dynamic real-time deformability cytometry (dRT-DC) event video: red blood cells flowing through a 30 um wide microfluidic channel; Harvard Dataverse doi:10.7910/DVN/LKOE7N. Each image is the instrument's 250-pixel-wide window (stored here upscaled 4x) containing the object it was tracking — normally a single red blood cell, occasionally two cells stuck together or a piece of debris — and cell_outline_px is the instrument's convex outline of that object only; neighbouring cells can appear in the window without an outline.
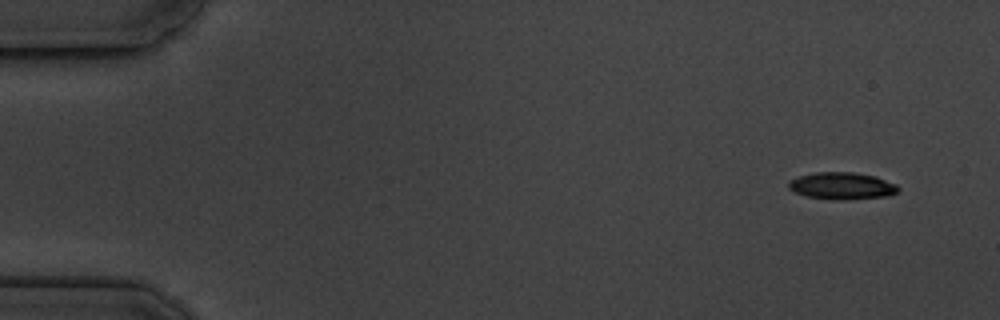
{"species": "common noctule bat (a hibernating species)", "species_latin": "Nyctalus noctula", "temperature_condition": "cold", "stored_images_in_passage": 6, "camera_frame_rate_fps": 3000, "um_per_image_px": 0.085, "animal": {"sex": "male", "body_mass_g": 19.5, "forearm_length_mm": 54.6}, "frame": {"image": 1, "passage_image": 1, "time_ms": 0.0, "image_size_px": [1000, 320], "cell_outline_px": [[900, 188], [896, 192], [888, 196], [844, 200], [832, 200], [808, 196], [796, 192], [788, 188], [788, 180], [800, 176], [816, 172], [856, 172], [876, 176], [896, 184]], "centroid_in_image_um": [71.58, 15.79], "position_along_channel_um": 13.4, "area_um2": 17.34}}
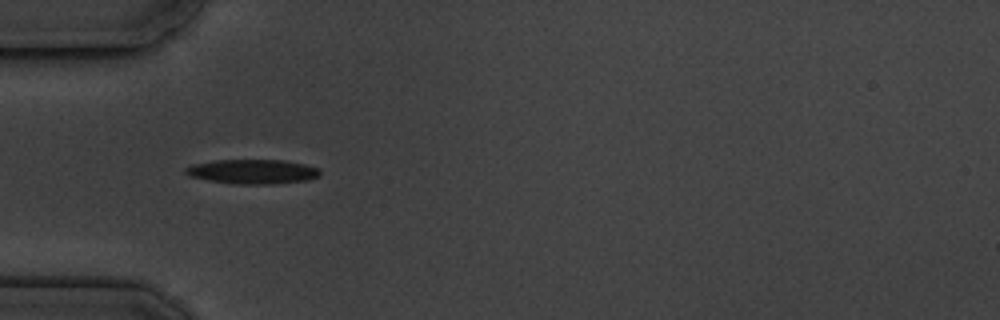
{"frame": {"image": 2, "passage_image": 5, "time_ms": 4.667, "image_size_px": [1000, 320], "cell_outline_px": [[320, 172], [316, 176], [308, 180], [272, 184], [236, 184], [188, 176], [184, 172], [184, 168], [192, 164], [212, 160], [284, 160], [304, 164], [320, 168]], "centroid_in_image_um": [21.44, 14.57], "position_along_channel_um": 63.6, "area_um2": 19.13}}